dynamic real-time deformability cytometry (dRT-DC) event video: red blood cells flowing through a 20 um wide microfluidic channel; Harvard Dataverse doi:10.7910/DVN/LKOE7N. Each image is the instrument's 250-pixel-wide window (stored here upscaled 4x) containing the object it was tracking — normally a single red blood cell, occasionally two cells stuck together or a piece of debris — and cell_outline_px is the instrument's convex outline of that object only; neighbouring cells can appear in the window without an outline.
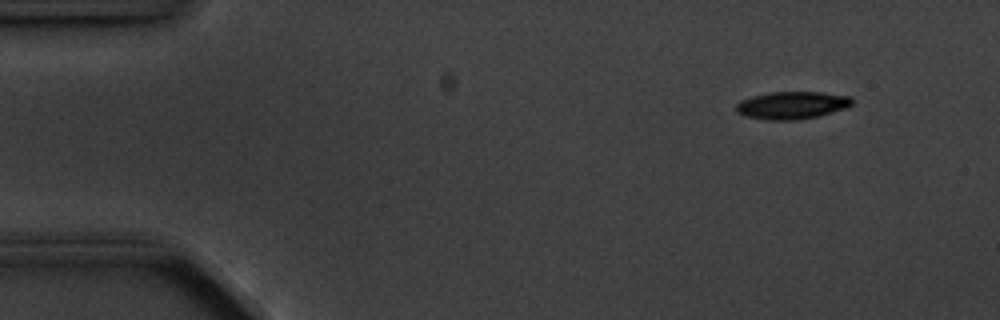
{"species": "common noctule bat (a hibernating species)", "species_latin": "Nyctalus noctula", "temperature_condition": "cold", "stored_images_in_passage": 5, "camera_frame_rate_fps": 3000, "um_per_image_px": 0.085, "animal": {"sex": "male", "body_mass_g": 20.1, "forearm_length_mm": 53.5}, "frame": {"image": 1, "passage_image": 1, "time_ms": 0.0, "image_size_px": [1000, 320], "cell_outline_px": [[852, 104], [844, 108], [820, 116], [796, 120], [768, 120], [744, 116], [736, 112], [736, 104], [740, 100], [752, 96], [768, 92], [824, 92], [852, 96]], "centroid_in_image_um": [67.3, 8.94], "position_along_channel_um": 17.7, "area_um2": 18.79}}
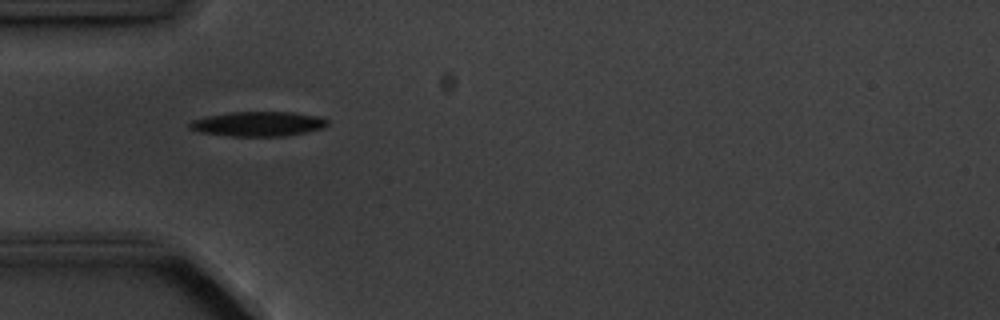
{"frame": {"image": 2, "passage_image": 4, "time_ms": 3.667, "image_size_px": [1000, 320], "cell_outline_px": [[328, 124], [324, 128], [284, 136], [232, 136], [200, 132], [188, 128], [188, 124], [192, 120], [204, 116], [232, 112], [292, 112], [320, 116], [328, 120]], "centroid_in_image_um": [21.93, 10.52], "position_along_channel_um": 63.1, "area_um2": 19.88}}
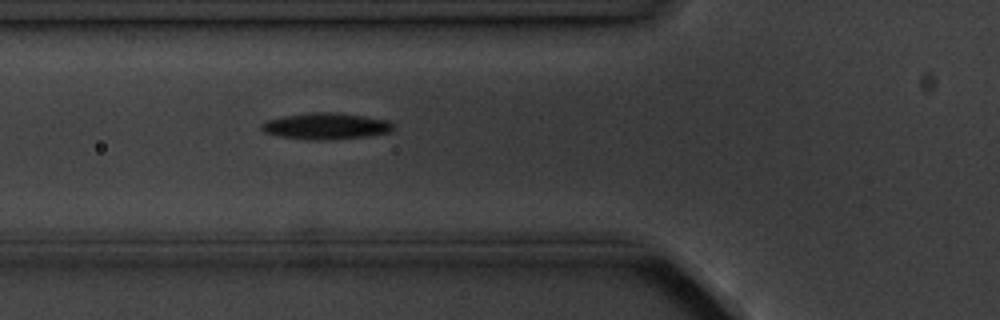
{"frame": {"image": 3, "passage_image": 5, "time_ms": 4.667, "image_size_px": [1000, 320], "cell_outline_px": [[396, 128], [388, 132], [364, 136], [332, 140], [316, 140], [276, 136], [264, 132], [260, 128], [260, 124], [268, 120], [284, 116], [312, 112], [332, 112], [364, 116], [388, 120], [396, 124]], "centroid_in_image_um": [27.71, 10.72], "position_along_channel_um": 98.1, "area_um2": 20.29}}